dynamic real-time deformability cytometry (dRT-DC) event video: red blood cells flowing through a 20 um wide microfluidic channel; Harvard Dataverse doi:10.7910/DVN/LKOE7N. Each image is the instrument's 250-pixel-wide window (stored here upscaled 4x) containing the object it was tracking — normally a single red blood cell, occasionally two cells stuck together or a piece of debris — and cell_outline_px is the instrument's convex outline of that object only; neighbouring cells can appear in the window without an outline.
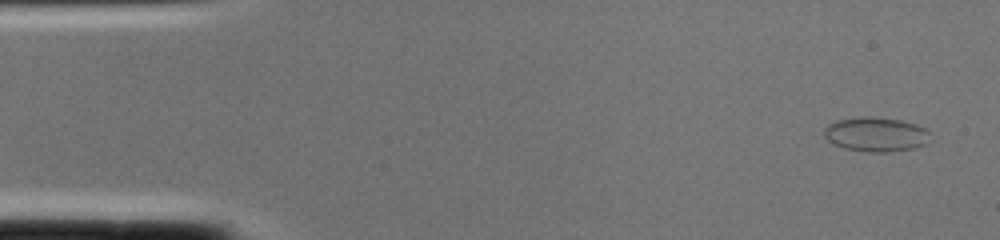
{"species": "common noctule bat (a hibernating species)", "species_latin": "Nyctalus noctula", "temperature_condition": "cold", "stored_images_in_passage": 2, "camera_frame_rate_fps": 3000, "um_per_image_px": 0.085, "animal": {"sex": "female", "body_mass_g": 22.0, "forearm_length_mm": 56.7}, "frame": {"image": 1, "passage_image": 1, "time_ms": 0.0, "image_size_px": [1000, 240], "cell_outline_px": [[932, 132], [924, 144], [912, 148], [884, 152], [868, 152], [844, 148], [828, 140], [824, 136], [824, 128], [828, 124], [836, 120], [864, 116], [868, 116], [900, 120], [916, 124]], "centroid_in_image_um": [74.43, 11.41], "position_along_channel_um": 10.6, "area_um2": 21.1}}
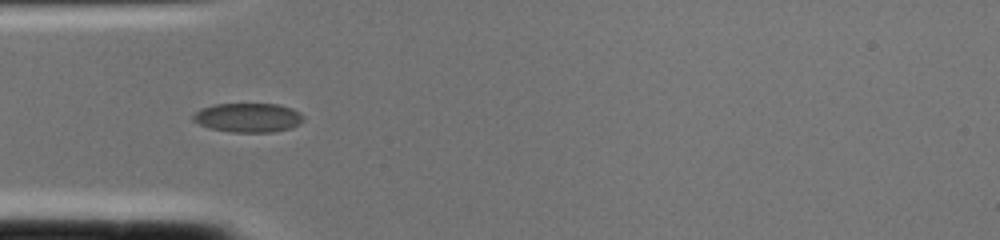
{"frame": {"image": 2, "passage_image": 2, "time_ms": 0.333, "image_size_px": [1000, 240], "cell_outline_px": [[304, 120], [300, 124], [292, 128], [272, 132], [232, 132], [208, 128], [192, 120], [192, 116], [200, 108], [216, 104], [280, 104], [292, 108], [300, 112], [304, 116]], "centroid_in_image_um": [21.12, 10.0], "position_along_channel_um": 63.9, "area_um2": 18.96}}